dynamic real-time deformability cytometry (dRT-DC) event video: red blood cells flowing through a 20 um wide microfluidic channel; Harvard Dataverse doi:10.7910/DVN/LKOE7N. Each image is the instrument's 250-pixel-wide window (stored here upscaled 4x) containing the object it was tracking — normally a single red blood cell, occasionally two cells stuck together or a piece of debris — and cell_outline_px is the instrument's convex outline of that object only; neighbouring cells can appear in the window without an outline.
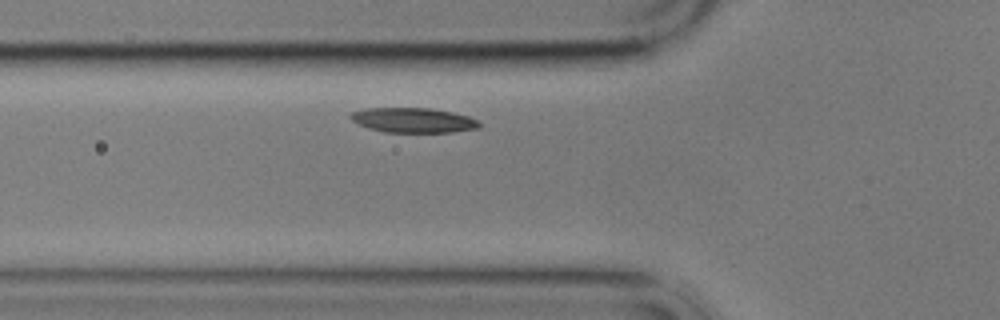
{"species": "common noctule bat (a hibernating species)", "species_latin": "Nyctalus noctula", "temperature_condition": "cold", "stored_images_in_passage": 7, "camera_frame_rate_fps": 3000, "um_per_image_px": 0.085, "animal": {"sex": "male", "body_mass_g": 17.9}, "frame": {"image": 1, "passage_image": 7, "time_ms": 7.333, "image_size_px": [1000, 320], "cell_outline_px": [[480, 128], [452, 132], [384, 132], [368, 128], [352, 120], [348, 116], [352, 112], [368, 108], [428, 108], [452, 112], [468, 116], [476, 120], [480, 124]], "centroid_in_image_um": [35.12, 10.22], "position_along_channel_um": 90.7, "area_um2": 18.5}}